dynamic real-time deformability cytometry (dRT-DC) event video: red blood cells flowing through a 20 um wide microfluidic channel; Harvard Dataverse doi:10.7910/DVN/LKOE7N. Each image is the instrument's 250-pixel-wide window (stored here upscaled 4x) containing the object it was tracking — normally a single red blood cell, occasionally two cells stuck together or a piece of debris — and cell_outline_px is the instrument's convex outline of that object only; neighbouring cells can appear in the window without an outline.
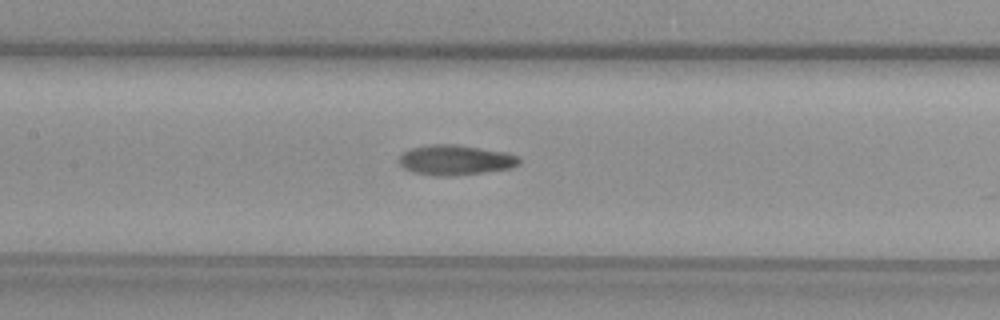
{"species": "common noctule bat (a hibernating species)", "species_latin": "Nyctalus noctula", "temperature_condition": "warm", "stored_images_in_passage": 40, "camera_frame_rate_fps": 3000, "um_per_image_px": 0.085, "animal": {"sex": "female", "body_mass_g": 29.2, "forearm_length_mm": 56.3}, "frame": {"image": 1, "passage_image": 23, "time_ms": 7.333, "image_size_px": [1000, 320], "cell_outline_px": [[520, 164], [512, 168], [452, 176], [436, 176], [412, 172], [404, 168], [400, 164], [400, 156], [408, 148], [432, 144], [456, 144], [508, 152], [520, 156]], "centroid_in_image_um": [38.74, 13.59], "position_along_channel_um": 168.7, "area_um2": 21.27}}